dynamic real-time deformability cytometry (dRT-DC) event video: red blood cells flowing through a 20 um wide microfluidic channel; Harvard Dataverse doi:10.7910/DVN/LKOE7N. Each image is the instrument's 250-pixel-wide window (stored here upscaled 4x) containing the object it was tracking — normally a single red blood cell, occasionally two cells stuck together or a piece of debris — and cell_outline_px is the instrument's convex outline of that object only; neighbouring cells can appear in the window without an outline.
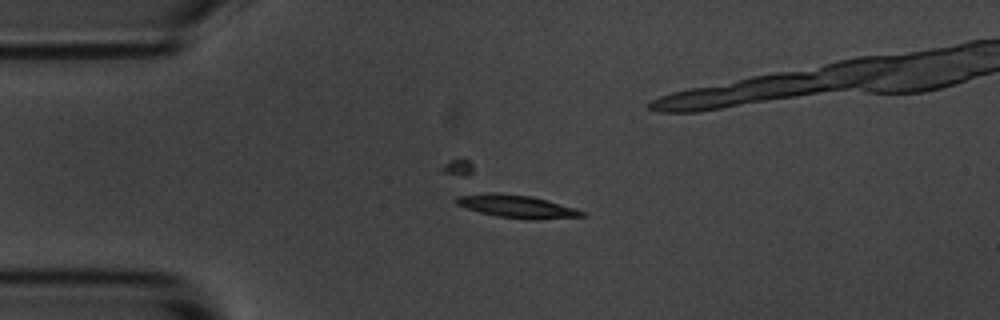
{"species": "common noctule bat (a hibernating species)", "species_latin": "Nyctalus noctula", "temperature_condition": "room temperature", "stored_images_in_passage": 5, "camera_frame_rate_fps": 3000, "um_per_image_px": 0.085, "animal": {"sex": "male", "body_mass_g": 20.1, "forearm_length_mm": 53.5}, "frame": {"image": 1, "passage_image": 3, "time_ms": 2.333, "image_size_px": [1000, 320], "cell_outline_px": [[584, 216], [532, 220], [528, 220], [496, 216], [480, 212], [456, 204], [456, 196], [464, 192], [496, 192], [532, 196], [576, 208], [584, 212]], "centroid_in_image_um": [43.84, 17.51], "position_along_channel_um": 41.2, "area_um2": 17.05}}